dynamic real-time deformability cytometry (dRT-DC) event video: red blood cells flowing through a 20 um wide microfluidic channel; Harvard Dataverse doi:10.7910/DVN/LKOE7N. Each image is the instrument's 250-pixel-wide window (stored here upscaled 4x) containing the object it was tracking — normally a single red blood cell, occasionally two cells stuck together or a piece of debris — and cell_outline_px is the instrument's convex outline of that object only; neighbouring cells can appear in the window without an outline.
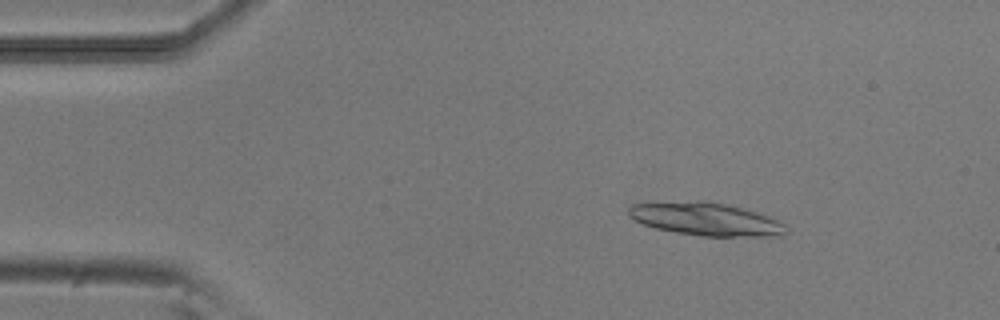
{"species": "common noctule bat (a hibernating species)", "species_latin": "Nyctalus noctula", "temperature_condition": "room temperature", "stored_images_in_passage": 50, "segment_of_instrument_passage": [1, 2], "camera_frame_rate_fps": 3000, "um_per_image_px": 0.085, "animal": {"sex": "male", "body_mass_g": 20.5, "forearm_length_mm": 52.5}, "frame": {"image": 1, "passage_image": 7, "time_ms": 2.0, "image_size_px": [1000, 320], "cell_outline_px": [[788, 232], [784, 236], [704, 236], [676, 232], [656, 228], [644, 224], [628, 216], [628, 208], [632, 204], [696, 200], [704, 200], [724, 204], [756, 212], [768, 216], [784, 224]], "centroid_in_image_um": [60.0, 18.62], "position_along_channel_um": 25.0, "area_um2": 30.0}}